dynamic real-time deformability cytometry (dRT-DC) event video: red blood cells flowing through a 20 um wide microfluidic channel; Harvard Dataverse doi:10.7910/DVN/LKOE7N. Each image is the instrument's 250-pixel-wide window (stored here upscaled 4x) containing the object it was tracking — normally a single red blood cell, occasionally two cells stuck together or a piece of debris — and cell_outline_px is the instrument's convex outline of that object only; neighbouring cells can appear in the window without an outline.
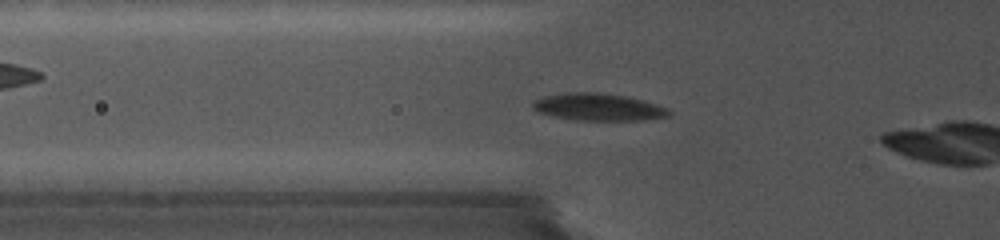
{"species": "common noctule bat (a hibernating species)", "species_latin": "Nyctalus noctula", "temperature_condition": "cold", "stored_images_in_passage": 8, "camera_frame_rate_fps": 5000, "um_per_image_px": 0.085, "animal": {"sex": "female", "body_mass_g": 19.0, "forearm_length_mm": 56.7}, "frame": {"image": 1, "passage_image": 5, "time_ms": 2.0, "image_size_px": [1000, 240], "cell_outline_px": [[672, 112], [668, 116], [640, 120], [576, 120], [556, 116], [540, 112], [532, 108], [532, 100], [544, 96], [564, 92], [600, 92], [628, 96], [656, 104], [668, 108]], "centroid_in_image_um": [50.85, 9.08], "position_along_channel_um": 75.0, "area_um2": 21.62}}